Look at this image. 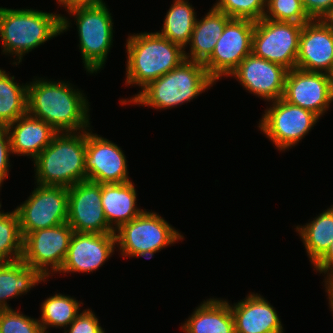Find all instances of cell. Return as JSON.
I'll return each mask as SVG.
<instances>
[{
    "mask_svg": "<svg viewBox=\"0 0 333 333\" xmlns=\"http://www.w3.org/2000/svg\"><path fill=\"white\" fill-rule=\"evenodd\" d=\"M296 68L327 74L332 72L333 24L328 20H310L303 24Z\"/></svg>",
    "mask_w": 333,
    "mask_h": 333,
    "instance_id": "ac0fdd59",
    "label": "cell"
},
{
    "mask_svg": "<svg viewBox=\"0 0 333 333\" xmlns=\"http://www.w3.org/2000/svg\"><path fill=\"white\" fill-rule=\"evenodd\" d=\"M1 209V207H0ZM23 237L19 217L15 209L11 212L0 211V263L21 259Z\"/></svg>",
    "mask_w": 333,
    "mask_h": 333,
    "instance_id": "f1b7e54d",
    "label": "cell"
},
{
    "mask_svg": "<svg viewBox=\"0 0 333 333\" xmlns=\"http://www.w3.org/2000/svg\"><path fill=\"white\" fill-rule=\"evenodd\" d=\"M213 8L230 18L259 21L266 12V0H216Z\"/></svg>",
    "mask_w": 333,
    "mask_h": 333,
    "instance_id": "f546056e",
    "label": "cell"
},
{
    "mask_svg": "<svg viewBox=\"0 0 333 333\" xmlns=\"http://www.w3.org/2000/svg\"><path fill=\"white\" fill-rule=\"evenodd\" d=\"M81 304L77 299L62 293L56 292L47 297L41 303V316L38 318L43 332L50 333L47 330L50 327L66 329L80 313Z\"/></svg>",
    "mask_w": 333,
    "mask_h": 333,
    "instance_id": "83f0119b",
    "label": "cell"
},
{
    "mask_svg": "<svg viewBox=\"0 0 333 333\" xmlns=\"http://www.w3.org/2000/svg\"><path fill=\"white\" fill-rule=\"evenodd\" d=\"M86 130L57 133L33 160L35 184L71 187L86 181Z\"/></svg>",
    "mask_w": 333,
    "mask_h": 333,
    "instance_id": "5b68a950",
    "label": "cell"
},
{
    "mask_svg": "<svg viewBox=\"0 0 333 333\" xmlns=\"http://www.w3.org/2000/svg\"><path fill=\"white\" fill-rule=\"evenodd\" d=\"M121 256L153 258L156 252L183 240L184 236L161 215L146 209L115 231Z\"/></svg>",
    "mask_w": 333,
    "mask_h": 333,
    "instance_id": "8992f818",
    "label": "cell"
},
{
    "mask_svg": "<svg viewBox=\"0 0 333 333\" xmlns=\"http://www.w3.org/2000/svg\"><path fill=\"white\" fill-rule=\"evenodd\" d=\"M313 269L325 275V290L333 287V241L327 251L313 264ZM327 274V275H326Z\"/></svg>",
    "mask_w": 333,
    "mask_h": 333,
    "instance_id": "d590c367",
    "label": "cell"
},
{
    "mask_svg": "<svg viewBox=\"0 0 333 333\" xmlns=\"http://www.w3.org/2000/svg\"><path fill=\"white\" fill-rule=\"evenodd\" d=\"M59 6L65 8V11L77 7L95 6L104 3V0H56Z\"/></svg>",
    "mask_w": 333,
    "mask_h": 333,
    "instance_id": "8d00e7d4",
    "label": "cell"
},
{
    "mask_svg": "<svg viewBox=\"0 0 333 333\" xmlns=\"http://www.w3.org/2000/svg\"><path fill=\"white\" fill-rule=\"evenodd\" d=\"M328 21H329L331 24H333V13H332V15L328 18Z\"/></svg>",
    "mask_w": 333,
    "mask_h": 333,
    "instance_id": "ab89813d",
    "label": "cell"
},
{
    "mask_svg": "<svg viewBox=\"0 0 333 333\" xmlns=\"http://www.w3.org/2000/svg\"><path fill=\"white\" fill-rule=\"evenodd\" d=\"M288 70L250 53L229 75L235 78L249 93L272 102L282 98Z\"/></svg>",
    "mask_w": 333,
    "mask_h": 333,
    "instance_id": "2e32d148",
    "label": "cell"
},
{
    "mask_svg": "<svg viewBox=\"0 0 333 333\" xmlns=\"http://www.w3.org/2000/svg\"><path fill=\"white\" fill-rule=\"evenodd\" d=\"M229 305L235 333H284L277 311L260 294L250 292L245 299Z\"/></svg>",
    "mask_w": 333,
    "mask_h": 333,
    "instance_id": "d6986e66",
    "label": "cell"
},
{
    "mask_svg": "<svg viewBox=\"0 0 333 333\" xmlns=\"http://www.w3.org/2000/svg\"><path fill=\"white\" fill-rule=\"evenodd\" d=\"M46 279L21 259L0 263V310L10 309L7 300L21 297Z\"/></svg>",
    "mask_w": 333,
    "mask_h": 333,
    "instance_id": "cb8c5ba5",
    "label": "cell"
},
{
    "mask_svg": "<svg viewBox=\"0 0 333 333\" xmlns=\"http://www.w3.org/2000/svg\"><path fill=\"white\" fill-rule=\"evenodd\" d=\"M15 81V76L0 68V127H7L27 114L28 84Z\"/></svg>",
    "mask_w": 333,
    "mask_h": 333,
    "instance_id": "4316f807",
    "label": "cell"
},
{
    "mask_svg": "<svg viewBox=\"0 0 333 333\" xmlns=\"http://www.w3.org/2000/svg\"><path fill=\"white\" fill-rule=\"evenodd\" d=\"M11 154L13 155L8 130L0 127V187L9 175Z\"/></svg>",
    "mask_w": 333,
    "mask_h": 333,
    "instance_id": "e575fe53",
    "label": "cell"
},
{
    "mask_svg": "<svg viewBox=\"0 0 333 333\" xmlns=\"http://www.w3.org/2000/svg\"><path fill=\"white\" fill-rule=\"evenodd\" d=\"M205 17L197 18L191 39L185 50V58L190 61L204 63L213 53L218 39L221 37L224 27L231 19L224 12L211 8Z\"/></svg>",
    "mask_w": 333,
    "mask_h": 333,
    "instance_id": "603a6c76",
    "label": "cell"
},
{
    "mask_svg": "<svg viewBox=\"0 0 333 333\" xmlns=\"http://www.w3.org/2000/svg\"><path fill=\"white\" fill-rule=\"evenodd\" d=\"M271 103L259 120L258 128L281 152L298 144L319 122L320 117L314 112L282 98Z\"/></svg>",
    "mask_w": 333,
    "mask_h": 333,
    "instance_id": "ba28073f",
    "label": "cell"
},
{
    "mask_svg": "<svg viewBox=\"0 0 333 333\" xmlns=\"http://www.w3.org/2000/svg\"><path fill=\"white\" fill-rule=\"evenodd\" d=\"M115 233L74 232L60 273H89L99 270L114 254Z\"/></svg>",
    "mask_w": 333,
    "mask_h": 333,
    "instance_id": "e0dca14e",
    "label": "cell"
},
{
    "mask_svg": "<svg viewBox=\"0 0 333 333\" xmlns=\"http://www.w3.org/2000/svg\"><path fill=\"white\" fill-rule=\"evenodd\" d=\"M188 0H173L170 9L166 13L160 35L184 49L190 42L195 27L197 15L192 4Z\"/></svg>",
    "mask_w": 333,
    "mask_h": 333,
    "instance_id": "484cf974",
    "label": "cell"
},
{
    "mask_svg": "<svg viewBox=\"0 0 333 333\" xmlns=\"http://www.w3.org/2000/svg\"><path fill=\"white\" fill-rule=\"evenodd\" d=\"M67 12L70 17H74L77 26L83 66L89 74H96L104 69L113 46L114 22L110 10L104 2L95 6L77 7Z\"/></svg>",
    "mask_w": 333,
    "mask_h": 333,
    "instance_id": "52a82bcc",
    "label": "cell"
},
{
    "mask_svg": "<svg viewBox=\"0 0 333 333\" xmlns=\"http://www.w3.org/2000/svg\"><path fill=\"white\" fill-rule=\"evenodd\" d=\"M326 292H327V296H328L327 299L329 301V303H328L329 304V308L331 309L332 314H333V287L327 289Z\"/></svg>",
    "mask_w": 333,
    "mask_h": 333,
    "instance_id": "74e56055",
    "label": "cell"
},
{
    "mask_svg": "<svg viewBox=\"0 0 333 333\" xmlns=\"http://www.w3.org/2000/svg\"><path fill=\"white\" fill-rule=\"evenodd\" d=\"M12 153L29 156L32 161L48 146L58 133L50 124L28 113L6 127Z\"/></svg>",
    "mask_w": 333,
    "mask_h": 333,
    "instance_id": "ffe728a7",
    "label": "cell"
},
{
    "mask_svg": "<svg viewBox=\"0 0 333 333\" xmlns=\"http://www.w3.org/2000/svg\"><path fill=\"white\" fill-rule=\"evenodd\" d=\"M330 77H331V85H332V92H333V70L330 73Z\"/></svg>",
    "mask_w": 333,
    "mask_h": 333,
    "instance_id": "f35d334b",
    "label": "cell"
},
{
    "mask_svg": "<svg viewBox=\"0 0 333 333\" xmlns=\"http://www.w3.org/2000/svg\"><path fill=\"white\" fill-rule=\"evenodd\" d=\"M303 24L272 21L262 18L255 21L252 36V53L288 71L296 68L299 37Z\"/></svg>",
    "mask_w": 333,
    "mask_h": 333,
    "instance_id": "9c48e42d",
    "label": "cell"
},
{
    "mask_svg": "<svg viewBox=\"0 0 333 333\" xmlns=\"http://www.w3.org/2000/svg\"><path fill=\"white\" fill-rule=\"evenodd\" d=\"M214 83L203 63L185 59L173 70L150 82L138 94L120 102L121 105L133 103L155 110L171 109L197 98Z\"/></svg>",
    "mask_w": 333,
    "mask_h": 333,
    "instance_id": "277c9868",
    "label": "cell"
},
{
    "mask_svg": "<svg viewBox=\"0 0 333 333\" xmlns=\"http://www.w3.org/2000/svg\"><path fill=\"white\" fill-rule=\"evenodd\" d=\"M73 233L67 222L28 233L23 237L21 260L47 281L51 274L60 271Z\"/></svg>",
    "mask_w": 333,
    "mask_h": 333,
    "instance_id": "30bf717a",
    "label": "cell"
},
{
    "mask_svg": "<svg viewBox=\"0 0 333 333\" xmlns=\"http://www.w3.org/2000/svg\"><path fill=\"white\" fill-rule=\"evenodd\" d=\"M302 4L311 20H328L333 13V0H304Z\"/></svg>",
    "mask_w": 333,
    "mask_h": 333,
    "instance_id": "836d02e7",
    "label": "cell"
},
{
    "mask_svg": "<svg viewBox=\"0 0 333 333\" xmlns=\"http://www.w3.org/2000/svg\"><path fill=\"white\" fill-rule=\"evenodd\" d=\"M134 182L101 184V204L108 225L116 231L138 217L145 209L137 207Z\"/></svg>",
    "mask_w": 333,
    "mask_h": 333,
    "instance_id": "44dd1931",
    "label": "cell"
},
{
    "mask_svg": "<svg viewBox=\"0 0 333 333\" xmlns=\"http://www.w3.org/2000/svg\"><path fill=\"white\" fill-rule=\"evenodd\" d=\"M180 328L185 333H235L229 302L222 298L204 300Z\"/></svg>",
    "mask_w": 333,
    "mask_h": 333,
    "instance_id": "7402d4cb",
    "label": "cell"
},
{
    "mask_svg": "<svg viewBox=\"0 0 333 333\" xmlns=\"http://www.w3.org/2000/svg\"><path fill=\"white\" fill-rule=\"evenodd\" d=\"M92 309H84L63 333H106Z\"/></svg>",
    "mask_w": 333,
    "mask_h": 333,
    "instance_id": "d6a6232c",
    "label": "cell"
},
{
    "mask_svg": "<svg viewBox=\"0 0 333 333\" xmlns=\"http://www.w3.org/2000/svg\"><path fill=\"white\" fill-rule=\"evenodd\" d=\"M65 15L36 9H9L0 7V41L2 52L13 55V65H19L23 56L46 41L71 28ZM16 56V57H15ZM16 58V61H15Z\"/></svg>",
    "mask_w": 333,
    "mask_h": 333,
    "instance_id": "7a4b0ae2",
    "label": "cell"
},
{
    "mask_svg": "<svg viewBox=\"0 0 333 333\" xmlns=\"http://www.w3.org/2000/svg\"><path fill=\"white\" fill-rule=\"evenodd\" d=\"M0 333H44L38 319L10 309L0 310Z\"/></svg>",
    "mask_w": 333,
    "mask_h": 333,
    "instance_id": "1f68e13d",
    "label": "cell"
},
{
    "mask_svg": "<svg viewBox=\"0 0 333 333\" xmlns=\"http://www.w3.org/2000/svg\"><path fill=\"white\" fill-rule=\"evenodd\" d=\"M22 237L38 229L67 222L68 188L36 184L27 200L15 208Z\"/></svg>",
    "mask_w": 333,
    "mask_h": 333,
    "instance_id": "8fae6325",
    "label": "cell"
},
{
    "mask_svg": "<svg viewBox=\"0 0 333 333\" xmlns=\"http://www.w3.org/2000/svg\"><path fill=\"white\" fill-rule=\"evenodd\" d=\"M67 223L74 232L115 233L101 204V184L82 181L68 187Z\"/></svg>",
    "mask_w": 333,
    "mask_h": 333,
    "instance_id": "9a60e30c",
    "label": "cell"
},
{
    "mask_svg": "<svg viewBox=\"0 0 333 333\" xmlns=\"http://www.w3.org/2000/svg\"><path fill=\"white\" fill-rule=\"evenodd\" d=\"M265 19L305 24L311 19L300 0H266Z\"/></svg>",
    "mask_w": 333,
    "mask_h": 333,
    "instance_id": "4dcf8cb0",
    "label": "cell"
},
{
    "mask_svg": "<svg viewBox=\"0 0 333 333\" xmlns=\"http://www.w3.org/2000/svg\"><path fill=\"white\" fill-rule=\"evenodd\" d=\"M254 26L255 21L249 19L231 18L227 22L213 53L203 63L215 82L229 77L242 60L252 53Z\"/></svg>",
    "mask_w": 333,
    "mask_h": 333,
    "instance_id": "7c38bea8",
    "label": "cell"
},
{
    "mask_svg": "<svg viewBox=\"0 0 333 333\" xmlns=\"http://www.w3.org/2000/svg\"><path fill=\"white\" fill-rule=\"evenodd\" d=\"M282 99L301 108L325 115L333 102L330 74L299 68L286 74Z\"/></svg>",
    "mask_w": 333,
    "mask_h": 333,
    "instance_id": "5bb4252c",
    "label": "cell"
},
{
    "mask_svg": "<svg viewBox=\"0 0 333 333\" xmlns=\"http://www.w3.org/2000/svg\"><path fill=\"white\" fill-rule=\"evenodd\" d=\"M126 86H139L141 90L157 80L185 58V49L156 32L131 34L126 43Z\"/></svg>",
    "mask_w": 333,
    "mask_h": 333,
    "instance_id": "3957f363",
    "label": "cell"
},
{
    "mask_svg": "<svg viewBox=\"0 0 333 333\" xmlns=\"http://www.w3.org/2000/svg\"><path fill=\"white\" fill-rule=\"evenodd\" d=\"M126 156L116 143L86 130L87 181L98 184L130 182Z\"/></svg>",
    "mask_w": 333,
    "mask_h": 333,
    "instance_id": "4fadbf2b",
    "label": "cell"
},
{
    "mask_svg": "<svg viewBox=\"0 0 333 333\" xmlns=\"http://www.w3.org/2000/svg\"><path fill=\"white\" fill-rule=\"evenodd\" d=\"M295 229L313 265L333 241V205L313 218V221L303 226L298 225Z\"/></svg>",
    "mask_w": 333,
    "mask_h": 333,
    "instance_id": "d4e9b609",
    "label": "cell"
},
{
    "mask_svg": "<svg viewBox=\"0 0 333 333\" xmlns=\"http://www.w3.org/2000/svg\"><path fill=\"white\" fill-rule=\"evenodd\" d=\"M57 81L36 77L27 82V113L50 124L58 133L91 128L87 95L69 81Z\"/></svg>",
    "mask_w": 333,
    "mask_h": 333,
    "instance_id": "6da1fadb",
    "label": "cell"
}]
</instances>
